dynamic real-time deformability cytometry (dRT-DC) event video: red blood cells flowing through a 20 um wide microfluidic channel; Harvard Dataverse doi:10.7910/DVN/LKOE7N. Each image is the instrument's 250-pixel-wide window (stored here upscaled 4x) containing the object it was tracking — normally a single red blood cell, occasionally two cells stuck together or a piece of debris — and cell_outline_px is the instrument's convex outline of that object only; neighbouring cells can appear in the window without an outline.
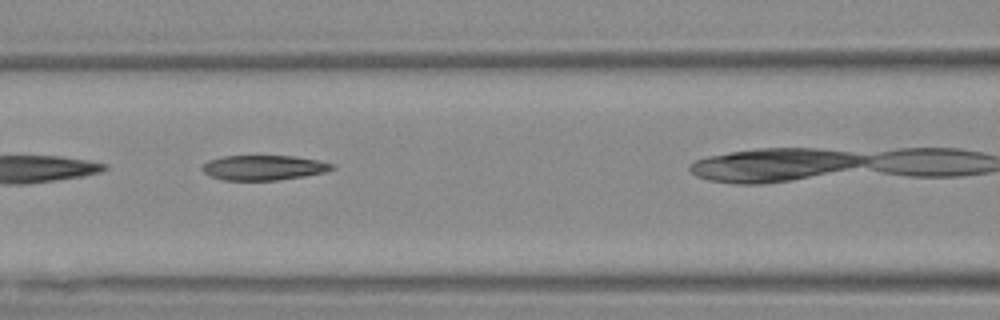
{"species": "Egyptian fruit bat (a non-hibernating species)", "species_latin": "Rousettus aegyptiacus", "temperature_condition": "warm", "stored_images_in_passage": 24, "camera_frame_rate_fps": 3000, "um_per_image_px": 0.085, "animal": {"sex": "female"}, "frame": {"image": 1, "passage_image": 4, "time_ms": 1.0, "image_size_px": [1000, 320], "cell_outline_px": [[336, 168], [324, 172], [304, 176], [276, 180], [224, 180], [212, 176], [204, 172], [200, 168], [208, 160], [224, 156], [296, 156], [316, 160], [332, 164]], "centroid_in_image_um": [22.39, 14.24], "position_along_channel_um": 144.2, "area_um2": 18.67}}